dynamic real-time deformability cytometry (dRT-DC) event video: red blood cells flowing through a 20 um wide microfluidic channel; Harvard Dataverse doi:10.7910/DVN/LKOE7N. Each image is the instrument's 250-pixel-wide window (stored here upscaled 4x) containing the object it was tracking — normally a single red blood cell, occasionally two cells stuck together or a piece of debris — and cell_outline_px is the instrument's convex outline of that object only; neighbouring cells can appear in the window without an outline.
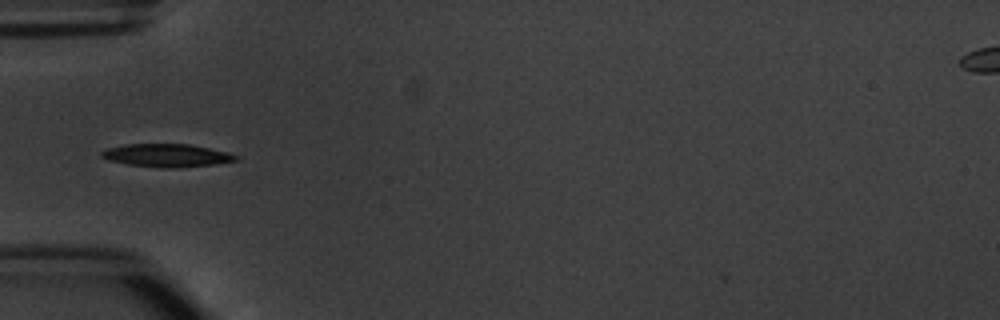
{"species": "common noctule bat (a hibernating species)", "species_latin": "Nyctalus noctula", "temperature_condition": "warm", "stored_images_in_passage": 6, "camera_frame_rate_fps": 3000, "um_per_image_px": 0.085, "animal": {"sex": "male", "body_mass_g": 20.1, "forearm_length_mm": 53.5}, "frame": {"image": 1, "passage_image": 6, "time_ms": 6.0, "image_size_px": [1000, 320], "cell_outline_px": [[240, 160], [216, 164], [176, 168], [164, 168], [128, 164], [108, 160], [100, 156], [100, 152], [108, 148], [124, 144], [188, 144], [228, 152], [240, 156]], "centroid_in_image_um": [14.21, 13.21], "position_along_channel_um": 70.8, "area_um2": 18.09}}